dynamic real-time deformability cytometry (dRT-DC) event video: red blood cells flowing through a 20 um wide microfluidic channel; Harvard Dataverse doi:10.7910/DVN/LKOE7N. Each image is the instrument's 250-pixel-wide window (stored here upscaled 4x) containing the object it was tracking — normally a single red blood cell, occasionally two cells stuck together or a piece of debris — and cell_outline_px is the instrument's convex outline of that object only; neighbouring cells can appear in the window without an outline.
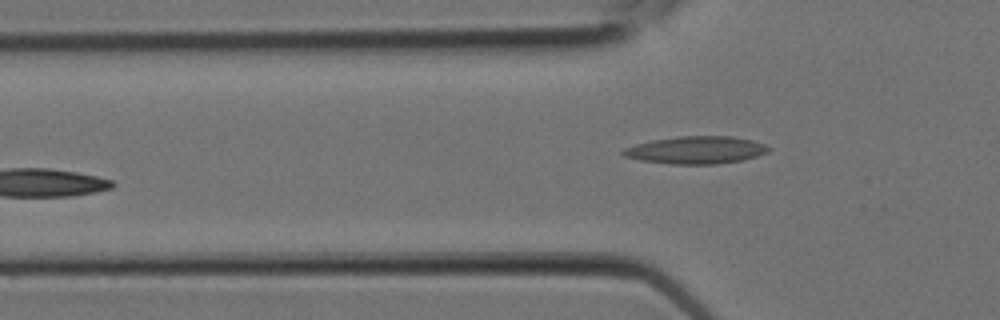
{"species": "Egyptian fruit bat (a non-hibernating species)", "species_latin": "Rousettus aegyptiacus", "temperature_condition": "room temperature", "stored_images_in_passage": 8, "camera_frame_rate_fps": 3000, "um_per_image_px": 0.085, "animal": {"sex": "female"}, "frame": {"image": 1, "passage_image": 8, "time_ms": 2.333, "image_size_px": [1000, 320], "cell_outline_px": [[772, 148], [768, 152], [744, 160], [716, 164], [672, 164], [640, 160], [624, 156], [620, 152], [624, 148], [636, 144], [652, 140], [676, 136], [732, 136], [752, 140], [764, 144]], "centroid_in_image_um": [59.17, 12.75], "position_along_channel_um": 66.6, "area_um2": 23.41}}